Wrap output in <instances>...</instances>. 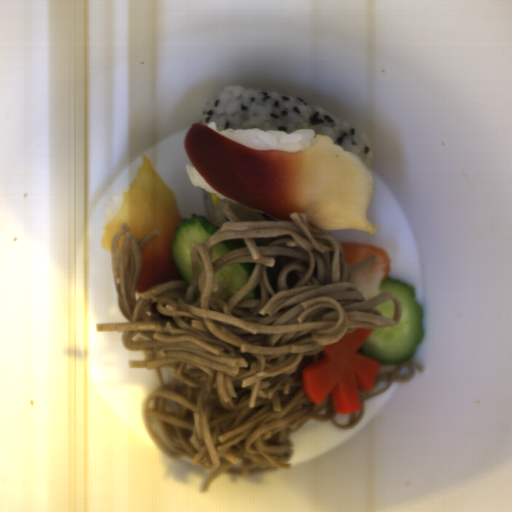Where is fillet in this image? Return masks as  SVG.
I'll return each instance as SVG.
<instances>
[{"label":"fillet","mask_w":512,"mask_h":512,"mask_svg":"<svg viewBox=\"0 0 512 512\" xmlns=\"http://www.w3.org/2000/svg\"><path fill=\"white\" fill-rule=\"evenodd\" d=\"M183 149L201 179L220 195L279 221L314 210L312 229L375 233L368 218L373 176L327 135L300 151L256 150L203 123L191 125Z\"/></svg>","instance_id":"obj_1"},{"label":"fillet","mask_w":512,"mask_h":512,"mask_svg":"<svg viewBox=\"0 0 512 512\" xmlns=\"http://www.w3.org/2000/svg\"><path fill=\"white\" fill-rule=\"evenodd\" d=\"M137 169L132 184L116 214L105 225L100 239L101 248L108 254L113 251V237L126 223L135 239H144L152 231L155 236L141 249V264L136 281L137 293L169 281L184 280L171 257L176 226L183 218L179 212L172 189L155 172L146 154Z\"/></svg>","instance_id":"obj_2"},{"label":"fillet","mask_w":512,"mask_h":512,"mask_svg":"<svg viewBox=\"0 0 512 512\" xmlns=\"http://www.w3.org/2000/svg\"><path fill=\"white\" fill-rule=\"evenodd\" d=\"M343 250V258L349 267L359 263L360 261L376 255L377 260L373 263V266H384L383 272L384 280L391 269L390 257L380 247L364 244V243H350V242H339Z\"/></svg>","instance_id":"obj_3"}]
</instances>
